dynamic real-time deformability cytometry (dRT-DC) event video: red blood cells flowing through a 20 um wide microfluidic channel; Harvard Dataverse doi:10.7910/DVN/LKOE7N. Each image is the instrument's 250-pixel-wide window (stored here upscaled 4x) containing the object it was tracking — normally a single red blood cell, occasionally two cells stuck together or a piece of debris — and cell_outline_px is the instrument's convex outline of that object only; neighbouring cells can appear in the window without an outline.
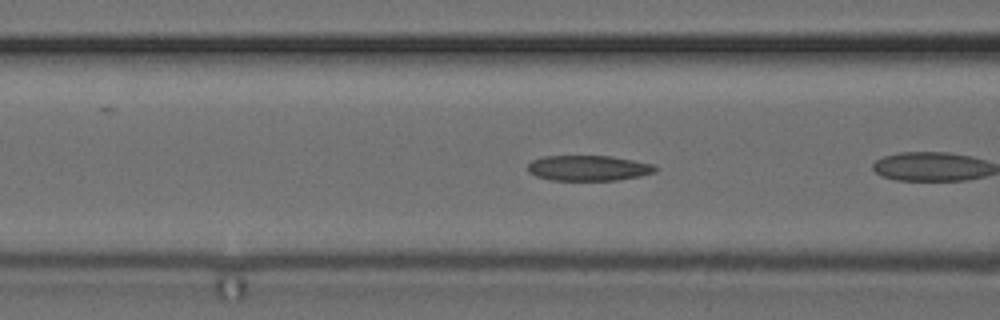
{"species": "common noctule bat (a hibernating species)", "species_latin": "Nyctalus noctula", "temperature_condition": "cold", "stored_images_in_passage": 8, "camera_frame_rate_fps": 3000, "um_per_image_px": 0.085, "animal": {"sex": "female", "body_mass_g": 24.6, "forearm_length_mm": 56.2}, "frame": {"image": 1, "passage_image": 4, "time_ms": 1.0, "image_size_px": [1000, 320], "cell_outline_px": [[660, 168], [656, 172], [640, 176], [616, 180], [548, 180], [536, 176], [528, 172], [528, 164], [532, 160], [544, 156], [612, 156], [652, 164]], "centroid_in_image_um": [50.02, 14.29], "position_along_channel_um": 116.6, "area_um2": 18.96}}
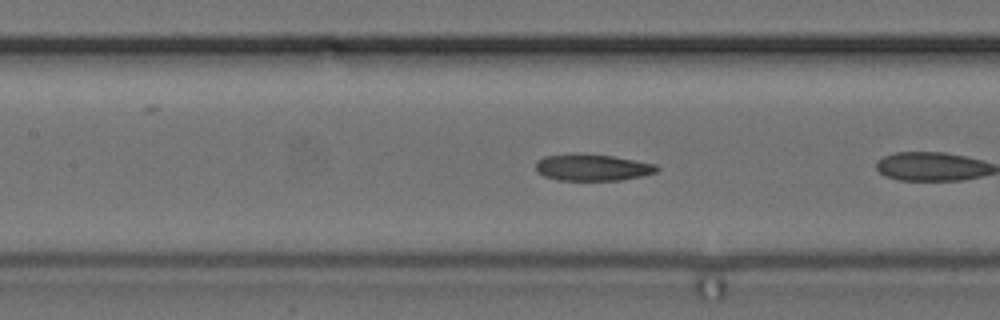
{"frame": {"image": 2, "passage_image": 7, "time_ms": 2.0, "image_size_px": [1000, 320], "cell_outline_px": [[660, 168], [656, 172], [640, 176], [620, 180], [560, 180], [544, 176], [536, 172], [536, 160], [544, 156], [572, 152], [576, 152], [612, 156], [656, 164]], "centroid_in_image_um": [50.3, 14.21], "position_along_channel_um": 157.1, "area_um2": 19.02}}